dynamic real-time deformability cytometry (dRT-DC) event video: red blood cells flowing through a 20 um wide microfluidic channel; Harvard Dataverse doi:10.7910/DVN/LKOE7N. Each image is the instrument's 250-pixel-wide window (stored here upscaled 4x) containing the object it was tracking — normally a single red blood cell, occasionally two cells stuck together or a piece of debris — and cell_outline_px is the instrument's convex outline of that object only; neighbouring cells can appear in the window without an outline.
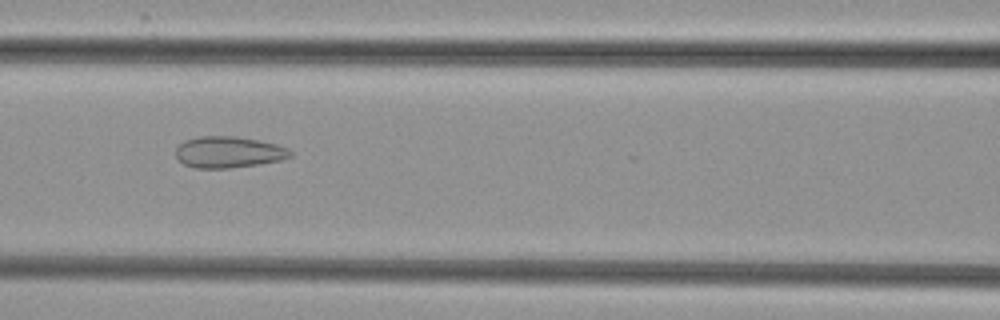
{"species": "common noctule bat (a hibernating species)", "species_latin": "Nyctalus noctula", "temperature_condition": "cold", "stored_images_in_passage": 48, "camera_frame_rate_fps": 3000, "um_per_image_px": 0.085, "animal": {"sex": "female", "body_mass_g": 29.2, "forearm_length_mm": 56.3}, "frame": {"image": 1, "passage_image": 19, "time_ms": 6.0, "image_size_px": [1000, 320], "cell_outline_px": [[292, 156], [284, 160], [228, 168], [196, 168], [184, 164], [176, 156], [176, 148], [184, 140], [200, 136], [236, 136], [276, 144], [288, 148], [292, 152]], "centroid_in_image_um": [19.44, 12.93], "position_along_channel_um": 147.2, "area_um2": 20.87}}
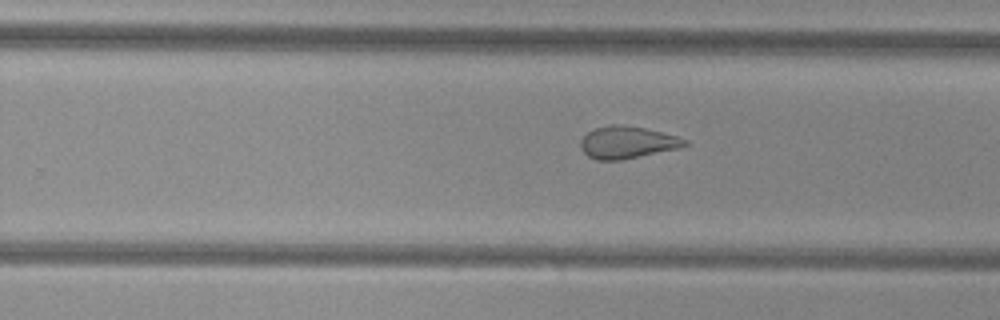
{"frame": {"image": 2, "passage_image": 29, "time_ms": 9.333, "image_size_px": [1000, 320], "cell_outline_px": [[688, 144], [680, 148], [624, 160], [596, 160], [588, 156], [580, 148], [580, 140], [588, 132], [596, 128], [608, 124], [620, 124], [644, 128], [676, 136], [688, 140]], "centroid_in_image_um": [53.31, 12.11], "position_along_channel_um": 276.5, "area_um2": 19.65}}
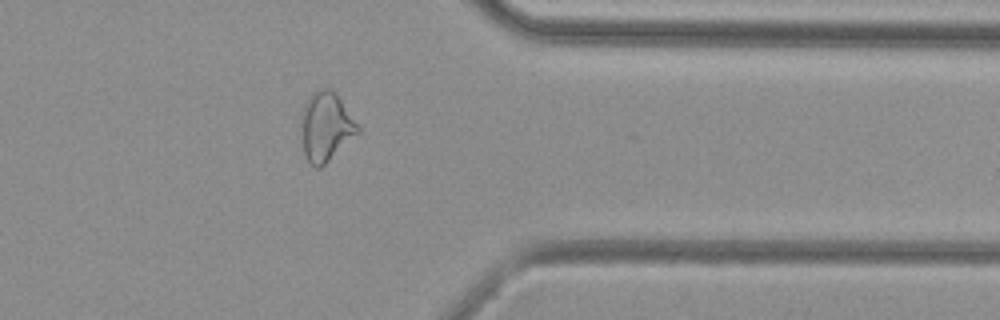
{"frame": {"image": 3, "passage_image": 38, "time_ms": 12.333, "image_size_px": [1000, 320], "cell_outline_px": [[360, 132], [320, 168], [316, 168], [308, 160], [304, 152], [300, 124], [300, 112], [304, 104], [312, 92], [320, 88], [328, 88], [340, 100], [360, 128]], "centroid_in_image_um": [27.66, 10.77], "position_along_channel_um": 383.7, "area_um2": 22.48}}